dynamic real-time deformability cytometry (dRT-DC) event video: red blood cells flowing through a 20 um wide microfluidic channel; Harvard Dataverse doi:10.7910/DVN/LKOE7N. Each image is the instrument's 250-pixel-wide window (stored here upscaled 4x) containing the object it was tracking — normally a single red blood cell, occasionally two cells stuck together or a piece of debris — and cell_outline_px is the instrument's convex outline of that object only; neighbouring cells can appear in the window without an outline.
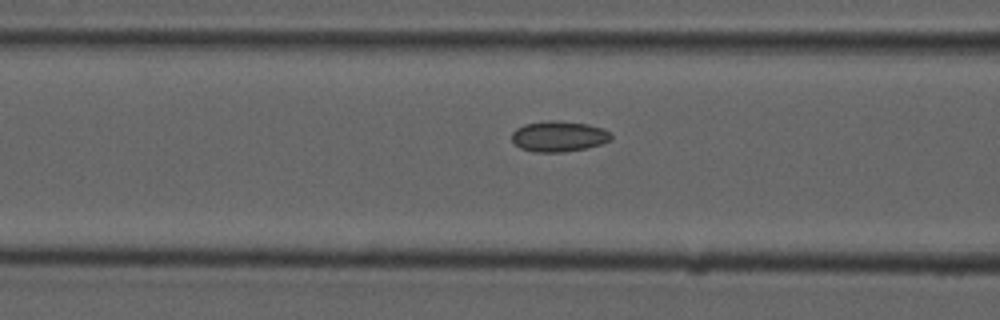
{"species": "common noctule bat (a hibernating species)", "species_latin": "Nyctalus noctula", "temperature_condition": "cold", "stored_images_in_passage": 18, "camera_frame_rate_fps": 3000, "um_per_image_px": 0.085, "animal": {"sex": "male", "forearm_length_mm": 52.5}, "frame": {"image": 1, "passage_image": 16, "time_ms": 5.0, "image_size_px": [1000, 320], "cell_outline_px": [[612, 140], [588, 148], [564, 152], [536, 152], [520, 148], [512, 140], [512, 132], [516, 128], [524, 124], [548, 120], [552, 120], [588, 124], [604, 128], [612, 136]], "centroid_in_image_um": [47.5, 11.59], "position_along_channel_um": 119.1, "area_um2": 17.8}}